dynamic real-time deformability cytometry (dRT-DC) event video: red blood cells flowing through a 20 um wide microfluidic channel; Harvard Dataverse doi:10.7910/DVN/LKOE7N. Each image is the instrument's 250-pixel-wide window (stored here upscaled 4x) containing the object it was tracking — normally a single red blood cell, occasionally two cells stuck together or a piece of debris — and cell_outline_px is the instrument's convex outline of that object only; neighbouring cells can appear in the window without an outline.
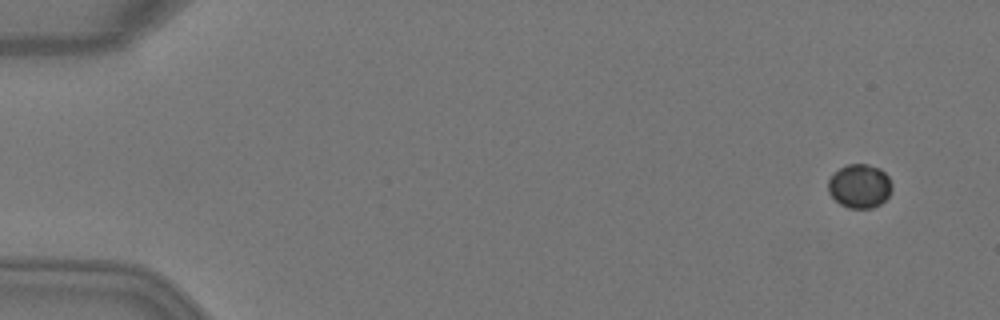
{"species": "Egyptian fruit bat (a non-hibernating species)", "species_latin": "Rousettus aegyptiacus", "temperature_condition": "warm", "stored_images_in_passage": 2, "camera_frame_rate_fps": 3000, "um_per_image_px": 0.085, "animal": {"sex": "female"}, "frame": {"image": 1, "passage_image": 2, "time_ms": 0.333, "image_size_px": [1000, 320], "cell_outline_px": [[892, 188], [888, 196], [880, 204], [872, 208], [848, 208], [840, 204], [828, 192], [828, 180], [840, 168], [848, 164], [868, 164], [880, 168], [888, 176], [892, 184]], "centroid_in_image_um": [73.08, 15.82], "position_along_channel_um": 11.9, "area_um2": 16.24}}